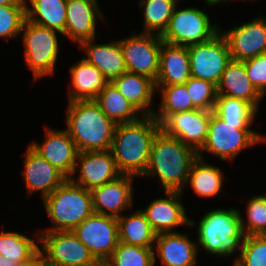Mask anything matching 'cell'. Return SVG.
<instances>
[{"label":"cell","instance_id":"cell-1","mask_svg":"<svg viewBox=\"0 0 266 266\" xmlns=\"http://www.w3.org/2000/svg\"><path fill=\"white\" fill-rule=\"evenodd\" d=\"M160 130L153 115L116 125L110 151L121 174L141 177L145 173L154 138Z\"/></svg>","mask_w":266,"mask_h":266},{"label":"cell","instance_id":"cell-2","mask_svg":"<svg viewBox=\"0 0 266 266\" xmlns=\"http://www.w3.org/2000/svg\"><path fill=\"white\" fill-rule=\"evenodd\" d=\"M198 152L160 130L153 141L148 166L141 177H157L164 191L182 192Z\"/></svg>","mask_w":266,"mask_h":266},{"label":"cell","instance_id":"cell-3","mask_svg":"<svg viewBox=\"0 0 266 266\" xmlns=\"http://www.w3.org/2000/svg\"><path fill=\"white\" fill-rule=\"evenodd\" d=\"M65 122L78 152L106 151L111 148L116 124L95 100L68 102Z\"/></svg>","mask_w":266,"mask_h":266},{"label":"cell","instance_id":"cell-4","mask_svg":"<svg viewBox=\"0 0 266 266\" xmlns=\"http://www.w3.org/2000/svg\"><path fill=\"white\" fill-rule=\"evenodd\" d=\"M198 243L215 257L241 251L244 233L237 208H219L204 214L197 225Z\"/></svg>","mask_w":266,"mask_h":266},{"label":"cell","instance_id":"cell-5","mask_svg":"<svg viewBox=\"0 0 266 266\" xmlns=\"http://www.w3.org/2000/svg\"><path fill=\"white\" fill-rule=\"evenodd\" d=\"M42 202L54 225L42 232L73 231L94 213L90 190L72 182L69 178Z\"/></svg>","mask_w":266,"mask_h":266},{"label":"cell","instance_id":"cell-6","mask_svg":"<svg viewBox=\"0 0 266 266\" xmlns=\"http://www.w3.org/2000/svg\"><path fill=\"white\" fill-rule=\"evenodd\" d=\"M24 43L25 63L33 73V79L54 74L59 54L57 33H62L40 26L25 19L21 30Z\"/></svg>","mask_w":266,"mask_h":266},{"label":"cell","instance_id":"cell-7","mask_svg":"<svg viewBox=\"0 0 266 266\" xmlns=\"http://www.w3.org/2000/svg\"><path fill=\"white\" fill-rule=\"evenodd\" d=\"M265 141L266 135L252 129H236V125L226 123L212 111L208 134L198 157L203 159L204 151L218 156L221 161H232L241 150Z\"/></svg>","mask_w":266,"mask_h":266},{"label":"cell","instance_id":"cell-8","mask_svg":"<svg viewBox=\"0 0 266 266\" xmlns=\"http://www.w3.org/2000/svg\"><path fill=\"white\" fill-rule=\"evenodd\" d=\"M35 237L42 245L43 266H96L99 263L72 231L37 232Z\"/></svg>","mask_w":266,"mask_h":266},{"label":"cell","instance_id":"cell-9","mask_svg":"<svg viewBox=\"0 0 266 266\" xmlns=\"http://www.w3.org/2000/svg\"><path fill=\"white\" fill-rule=\"evenodd\" d=\"M177 5L170 18L169 25L161 35L162 41L182 46L203 43L220 32L202 9L186 7L177 10Z\"/></svg>","mask_w":266,"mask_h":266},{"label":"cell","instance_id":"cell-10","mask_svg":"<svg viewBox=\"0 0 266 266\" xmlns=\"http://www.w3.org/2000/svg\"><path fill=\"white\" fill-rule=\"evenodd\" d=\"M127 72L147 76L156 82L159 73L161 35L141 32L119 40Z\"/></svg>","mask_w":266,"mask_h":266},{"label":"cell","instance_id":"cell-11","mask_svg":"<svg viewBox=\"0 0 266 266\" xmlns=\"http://www.w3.org/2000/svg\"><path fill=\"white\" fill-rule=\"evenodd\" d=\"M191 76L212 82H220L226 65L231 60L228 43L219 32L209 41L187 46Z\"/></svg>","mask_w":266,"mask_h":266},{"label":"cell","instance_id":"cell-12","mask_svg":"<svg viewBox=\"0 0 266 266\" xmlns=\"http://www.w3.org/2000/svg\"><path fill=\"white\" fill-rule=\"evenodd\" d=\"M99 263H104L119 243L118 219L93 213L72 231Z\"/></svg>","mask_w":266,"mask_h":266},{"label":"cell","instance_id":"cell-13","mask_svg":"<svg viewBox=\"0 0 266 266\" xmlns=\"http://www.w3.org/2000/svg\"><path fill=\"white\" fill-rule=\"evenodd\" d=\"M211 116L212 111L199 109L177 112L169 115L160 129L198 152L205 143Z\"/></svg>","mask_w":266,"mask_h":266},{"label":"cell","instance_id":"cell-14","mask_svg":"<svg viewBox=\"0 0 266 266\" xmlns=\"http://www.w3.org/2000/svg\"><path fill=\"white\" fill-rule=\"evenodd\" d=\"M231 59L245 61L266 53V17H258L228 31H222Z\"/></svg>","mask_w":266,"mask_h":266},{"label":"cell","instance_id":"cell-15","mask_svg":"<svg viewBox=\"0 0 266 266\" xmlns=\"http://www.w3.org/2000/svg\"><path fill=\"white\" fill-rule=\"evenodd\" d=\"M79 169V176L74 179L76 169ZM121 173L118 171L112 152L89 151L79 152L72 176V182L91 190L109 181L116 179Z\"/></svg>","mask_w":266,"mask_h":266},{"label":"cell","instance_id":"cell-16","mask_svg":"<svg viewBox=\"0 0 266 266\" xmlns=\"http://www.w3.org/2000/svg\"><path fill=\"white\" fill-rule=\"evenodd\" d=\"M164 198L154 199L147 208L141 211L153 230L159 234L164 232H176L174 228L179 226H196L194 220L186 216L185 207L182 204V192L164 191Z\"/></svg>","mask_w":266,"mask_h":266},{"label":"cell","instance_id":"cell-17","mask_svg":"<svg viewBox=\"0 0 266 266\" xmlns=\"http://www.w3.org/2000/svg\"><path fill=\"white\" fill-rule=\"evenodd\" d=\"M133 178L121 174L116 179L90 190L93 211L113 217L122 216L124 210L133 205Z\"/></svg>","mask_w":266,"mask_h":266},{"label":"cell","instance_id":"cell-18","mask_svg":"<svg viewBox=\"0 0 266 266\" xmlns=\"http://www.w3.org/2000/svg\"><path fill=\"white\" fill-rule=\"evenodd\" d=\"M45 140L42 143L29 144L51 165L70 178L74 172L78 150L68 131L51 129L45 126Z\"/></svg>","mask_w":266,"mask_h":266},{"label":"cell","instance_id":"cell-19","mask_svg":"<svg viewBox=\"0 0 266 266\" xmlns=\"http://www.w3.org/2000/svg\"><path fill=\"white\" fill-rule=\"evenodd\" d=\"M98 0H67L66 27L63 36L80 44L96 39L97 18L105 21Z\"/></svg>","mask_w":266,"mask_h":266},{"label":"cell","instance_id":"cell-20","mask_svg":"<svg viewBox=\"0 0 266 266\" xmlns=\"http://www.w3.org/2000/svg\"><path fill=\"white\" fill-rule=\"evenodd\" d=\"M24 157L23 177L28 194L41 191L44 199L58 188L67 177L39 155L30 145Z\"/></svg>","mask_w":266,"mask_h":266},{"label":"cell","instance_id":"cell-21","mask_svg":"<svg viewBox=\"0 0 266 266\" xmlns=\"http://www.w3.org/2000/svg\"><path fill=\"white\" fill-rule=\"evenodd\" d=\"M187 234L164 232L156 236L154 262L160 258L163 266H197L198 246Z\"/></svg>","mask_w":266,"mask_h":266},{"label":"cell","instance_id":"cell-22","mask_svg":"<svg viewBox=\"0 0 266 266\" xmlns=\"http://www.w3.org/2000/svg\"><path fill=\"white\" fill-rule=\"evenodd\" d=\"M191 77L188 47L162 41L156 86L185 84Z\"/></svg>","mask_w":266,"mask_h":266},{"label":"cell","instance_id":"cell-23","mask_svg":"<svg viewBox=\"0 0 266 266\" xmlns=\"http://www.w3.org/2000/svg\"><path fill=\"white\" fill-rule=\"evenodd\" d=\"M217 96H228L250 103L257 111L263 96L247 76L245 63L231 59L217 85Z\"/></svg>","mask_w":266,"mask_h":266},{"label":"cell","instance_id":"cell-24","mask_svg":"<svg viewBox=\"0 0 266 266\" xmlns=\"http://www.w3.org/2000/svg\"><path fill=\"white\" fill-rule=\"evenodd\" d=\"M95 39L81 42L78 46L87 56V62L95 66L111 82L114 78L126 73V64L118 41L94 44Z\"/></svg>","mask_w":266,"mask_h":266},{"label":"cell","instance_id":"cell-25","mask_svg":"<svg viewBox=\"0 0 266 266\" xmlns=\"http://www.w3.org/2000/svg\"><path fill=\"white\" fill-rule=\"evenodd\" d=\"M111 82L142 115H154L152 100L157 91L154 80L144 75L126 72Z\"/></svg>","mask_w":266,"mask_h":266},{"label":"cell","instance_id":"cell-26","mask_svg":"<svg viewBox=\"0 0 266 266\" xmlns=\"http://www.w3.org/2000/svg\"><path fill=\"white\" fill-rule=\"evenodd\" d=\"M69 102L95 100L110 81L91 63L82 58L70 68Z\"/></svg>","mask_w":266,"mask_h":266},{"label":"cell","instance_id":"cell-27","mask_svg":"<svg viewBox=\"0 0 266 266\" xmlns=\"http://www.w3.org/2000/svg\"><path fill=\"white\" fill-rule=\"evenodd\" d=\"M26 19L40 26L64 33L67 0H25ZM30 3V4H28ZM30 5V6H28Z\"/></svg>","mask_w":266,"mask_h":266},{"label":"cell","instance_id":"cell-28","mask_svg":"<svg viewBox=\"0 0 266 266\" xmlns=\"http://www.w3.org/2000/svg\"><path fill=\"white\" fill-rule=\"evenodd\" d=\"M118 219L119 242L145 248H153L157 233L139 209Z\"/></svg>","mask_w":266,"mask_h":266},{"label":"cell","instance_id":"cell-29","mask_svg":"<svg viewBox=\"0 0 266 266\" xmlns=\"http://www.w3.org/2000/svg\"><path fill=\"white\" fill-rule=\"evenodd\" d=\"M206 160L198 157L190 170L187 184L192 187L196 195L203 198H210L219 194L222 190L225 177L223 171L216 165L205 162Z\"/></svg>","mask_w":266,"mask_h":266},{"label":"cell","instance_id":"cell-30","mask_svg":"<svg viewBox=\"0 0 266 266\" xmlns=\"http://www.w3.org/2000/svg\"><path fill=\"white\" fill-rule=\"evenodd\" d=\"M95 101L104 114L116 125L133 122L142 114L118 91L110 82L99 94Z\"/></svg>","mask_w":266,"mask_h":266},{"label":"cell","instance_id":"cell-31","mask_svg":"<svg viewBox=\"0 0 266 266\" xmlns=\"http://www.w3.org/2000/svg\"><path fill=\"white\" fill-rule=\"evenodd\" d=\"M0 255L20 265L33 262L40 255V246L32 238L15 231L0 233Z\"/></svg>","mask_w":266,"mask_h":266},{"label":"cell","instance_id":"cell-32","mask_svg":"<svg viewBox=\"0 0 266 266\" xmlns=\"http://www.w3.org/2000/svg\"><path fill=\"white\" fill-rule=\"evenodd\" d=\"M214 112L236 129H251L257 110L248 102L228 96H217Z\"/></svg>","mask_w":266,"mask_h":266},{"label":"cell","instance_id":"cell-33","mask_svg":"<svg viewBox=\"0 0 266 266\" xmlns=\"http://www.w3.org/2000/svg\"><path fill=\"white\" fill-rule=\"evenodd\" d=\"M159 89V90H158ZM157 92H161V103L158 112H154V118L161 124L169 115L181 111L196 109L185 84L156 86Z\"/></svg>","mask_w":266,"mask_h":266},{"label":"cell","instance_id":"cell-34","mask_svg":"<svg viewBox=\"0 0 266 266\" xmlns=\"http://www.w3.org/2000/svg\"><path fill=\"white\" fill-rule=\"evenodd\" d=\"M178 2L180 0H141L139 5L144 15L143 32L162 35Z\"/></svg>","mask_w":266,"mask_h":266},{"label":"cell","instance_id":"cell-35","mask_svg":"<svg viewBox=\"0 0 266 266\" xmlns=\"http://www.w3.org/2000/svg\"><path fill=\"white\" fill-rule=\"evenodd\" d=\"M154 249L119 242L112 255L104 262L107 266H154Z\"/></svg>","mask_w":266,"mask_h":266},{"label":"cell","instance_id":"cell-36","mask_svg":"<svg viewBox=\"0 0 266 266\" xmlns=\"http://www.w3.org/2000/svg\"><path fill=\"white\" fill-rule=\"evenodd\" d=\"M246 221L239 210L242 230L245 236L266 235V199L263 195H256L247 201Z\"/></svg>","mask_w":266,"mask_h":266},{"label":"cell","instance_id":"cell-37","mask_svg":"<svg viewBox=\"0 0 266 266\" xmlns=\"http://www.w3.org/2000/svg\"><path fill=\"white\" fill-rule=\"evenodd\" d=\"M185 85L196 109L214 111L217 100V86L215 84L191 77Z\"/></svg>","mask_w":266,"mask_h":266},{"label":"cell","instance_id":"cell-38","mask_svg":"<svg viewBox=\"0 0 266 266\" xmlns=\"http://www.w3.org/2000/svg\"><path fill=\"white\" fill-rule=\"evenodd\" d=\"M234 262L239 266H266V235L244 236L240 255Z\"/></svg>","mask_w":266,"mask_h":266},{"label":"cell","instance_id":"cell-39","mask_svg":"<svg viewBox=\"0 0 266 266\" xmlns=\"http://www.w3.org/2000/svg\"><path fill=\"white\" fill-rule=\"evenodd\" d=\"M26 19V6H0V38H16Z\"/></svg>","mask_w":266,"mask_h":266},{"label":"cell","instance_id":"cell-40","mask_svg":"<svg viewBox=\"0 0 266 266\" xmlns=\"http://www.w3.org/2000/svg\"><path fill=\"white\" fill-rule=\"evenodd\" d=\"M243 62L251 83L264 97L266 95V53Z\"/></svg>","mask_w":266,"mask_h":266},{"label":"cell","instance_id":"cell-41","mask_svg":"<svg viewBox=\"0 0 266 266\" xmlns=\"http://www.w3.org/2000/svg\"><path fill=\"white\" fill-rule=\"evenodd\" d=\"M25 0H0V6H26Z\"/></svg>","mask_w":266,"mask_h":266},{"label":"cell","instance_id":"cell-42","mask_svg":"<svg viewBox=\"0 0 266 266\" xmlns=\"http://www.w3.org/2000/svg\"><path fill=\"white\" fill-rule=\"evenodd\" d=\"M0 266H21V265L17 261L2 257L0 255Z\"/></svg>","mask_w":266,"mask_h":266},{"label":"cell","instance_id":"cell-43","mask_svg":"<svg viewBox=\"0 0 266 266\" xmlns=\"http://www.w3.org/2000/svg\"><path fill=\"white\" fill-rule=\"evenodd\" d=\"M21 266H43V262L41 260L40 255H39L33 262H30V263H27V264H24Z\"/></svg>","mask_w":266,"mask_h":266},{"label":"cell","instance_id":"cell-44","mask_svg":"<svg viewBox=\"0 0 266 266\" xmlns=\"http://www.w3.org/2000/svg\"><path fill=\"white\" fill-rule=\"evenodd\" d=\"M228 1H230V0H215L214 3H215V5H216V4L218 5V4H220V3L223 4V3L225 2V4H226ZM232 1H233V0H232ZM243 1H245V0H243ZM248 1H249V0H248Z\"/></svg>","mask_w":266,"mask_h":266},{"label":"cell","instance_id":"cell-45","mask_svg":"<svg viewBox=\"0 0 266 266\" xmlns=\"http://www.w3.org/2000/svg\"><path fill=\"white\" fill-rule=\"evenodd\" d=\"M205 2H206V4H209V6H214L215 5V3H214V1L215 0H204Z\"/></svg>","mask_w":266,"mask_h":266},{"label":"cell","instance_id":"cell-46","mask_svg":"<svg viewBox=\"0 0 266 266\" xmlns=\"http://www.w3.org/2000/svg\"><path fill=\"white\" fill-rule=\"evenodd\" d=\"M96 266H107L105 263H98Z\"/></svg>","mask_w":266,"mask_h":266},{"label":"cell","instance_id":"cell-47","mask_svg":"<svg viewBox=\"0 0 266 266\" xmlns=\"http://www.w3.org/2000/svg\"><path fill=\"white\" fill-rule=\"evenodd\" d=\"M233 266H239L236 262L233 261Z\"/></svg>","mask_w":266,"mask_h":266}]
</instances>
